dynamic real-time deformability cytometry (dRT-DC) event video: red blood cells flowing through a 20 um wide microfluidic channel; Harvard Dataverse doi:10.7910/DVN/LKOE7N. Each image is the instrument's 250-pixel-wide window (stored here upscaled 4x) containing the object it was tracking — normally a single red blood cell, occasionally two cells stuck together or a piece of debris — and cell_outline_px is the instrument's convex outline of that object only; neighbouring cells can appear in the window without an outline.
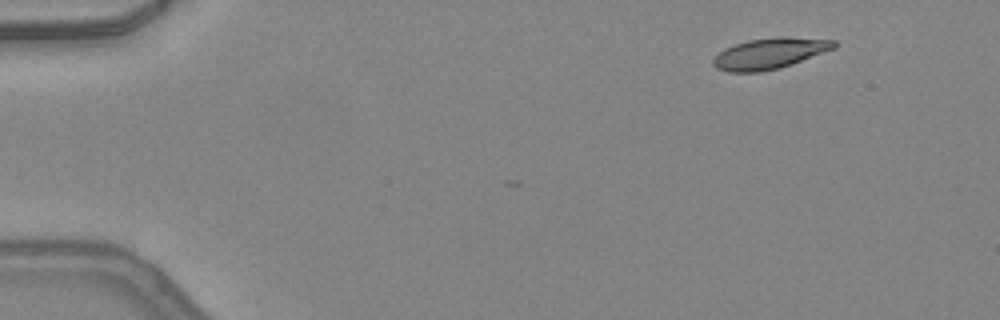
{"species": "common noctule bat (a hibernating species)", "species_latin": "Nyctalus noctula", "temperature_condition": "warm", "stored_images_in_passage": 4, "camera_frame_rate_fps": 3000, "um_per_image_px": 0.085, "animal": {"sex": "female", "body_mass_g": 24.6, "forearm_length_mm": 56.2}, "frame": {"image": 1, "passage_image": 1, "time_ms": 0.0, "image_size_px": [1000, 320], "cell_outline_px": [[836, 48], [792, 64], [780, 68], [760, 72], [728, 72], [716, 68], [712, 64], [712, 60], [724, 48], [748, 40], [780, 36], [784, 36], [836, 40]], "centroid_in_image_um": [65.44, 4.54], "position_along_channel_um": 19.6, "area_um2": 21.85}}